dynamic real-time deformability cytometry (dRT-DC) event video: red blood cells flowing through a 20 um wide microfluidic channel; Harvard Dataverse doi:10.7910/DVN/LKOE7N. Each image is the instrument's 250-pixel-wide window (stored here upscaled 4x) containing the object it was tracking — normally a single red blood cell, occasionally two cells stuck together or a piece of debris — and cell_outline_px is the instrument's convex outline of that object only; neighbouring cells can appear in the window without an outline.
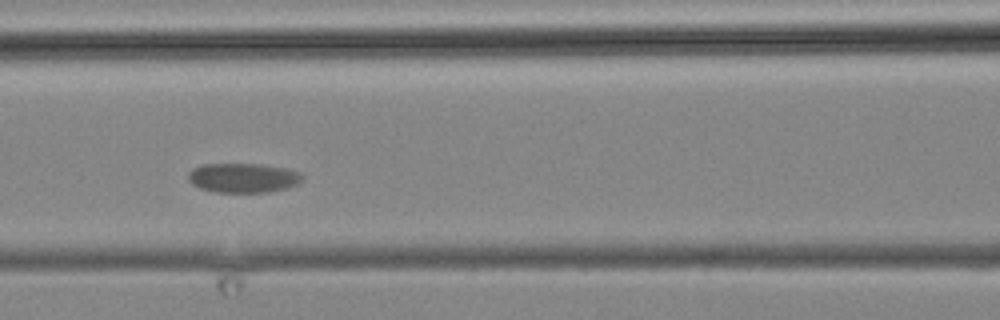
{"species": "common noctule bat (a hibernating species)", "species_latin": "Nyctalus noctula", "temperature_condition": "cold", "stored_images_in_passage": 4, "camera_frame_rate_fps": 3000, "um_per_image_px": 0.085, "animal": {"sex": "male", "body_mass_g": 19.2, "forearm_length_mm": 51.8}, "frame": {"image": 1, "passage_image": 3, "time_ms": 2.333, "image_size_px": [1000, 320], "cell_outline_px": [[304, 180], [288, 188], [268, 192], [216, 192], [200, 188], [192, 184], [188, 180], [188, 172], [192, 168], [200, 164], [260, 164], [284, 168], [300, 172], [304, 176]], "centroid_in_image_um": [20.66, 15.11], "position_along_channel_um": 145.9, "area_um2": 19.77}}
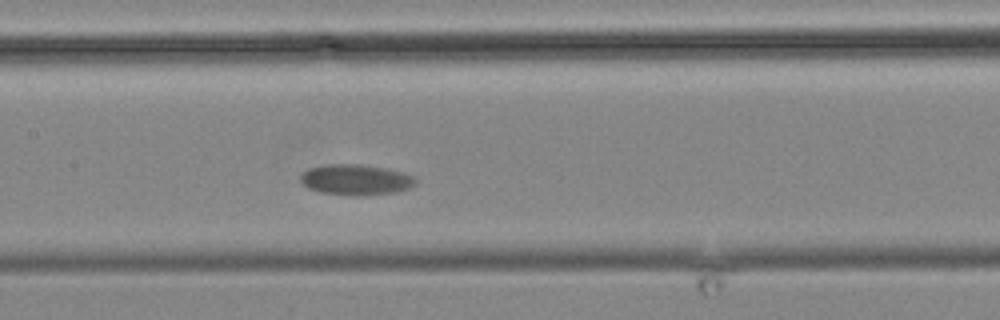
{"frame": {"image": 2, "passage_image": 4, "time_ms": 3.333, "image_size_px": [1000, 320], "cell_outline_px": [[416, 184], [408, 188], [392, 192], [364, 196], [352, 196], [320, 192], [308, 188], [300, 180], [300, 176], [308, 168], [328, 164], [356, 164], [384, 168], [404, 172], [412, 176], [416, 180]], "centroid_in_image_um": [30.22, 15.28], "position_along_channel_um": 177.2, "area_um2": 20.46}}